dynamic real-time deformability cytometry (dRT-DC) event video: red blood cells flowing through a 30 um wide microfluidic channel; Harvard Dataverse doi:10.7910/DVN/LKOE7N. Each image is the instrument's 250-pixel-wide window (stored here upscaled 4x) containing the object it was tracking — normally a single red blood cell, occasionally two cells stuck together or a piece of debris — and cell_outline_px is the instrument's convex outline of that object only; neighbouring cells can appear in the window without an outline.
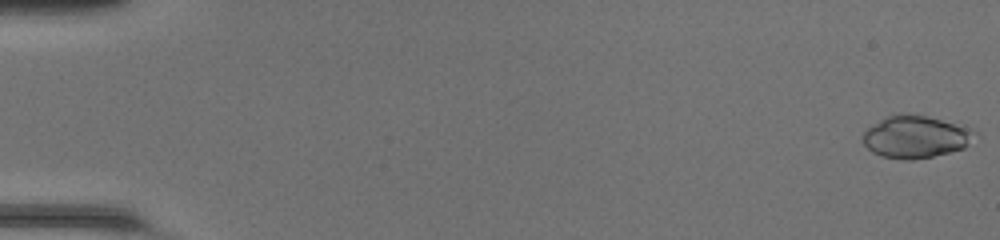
{"species": "common noctule bat (a hibernating species)", "species_latin": "Nyctalus noctula", "temperature_condition": "room temperature", "stored_images_in_passage": 28, "camera_frame_rate_fps": 3000, "um_per_image_px": 0.085, "animal": {"sex": "female", "body_mass_g": 20.0, "forearm_length_mm": 54.0}, "frame": {"image": 1, "passage_image": 1, "time_ms": 0.0, "image_size_px": [1000, 240], "cell_outline_px": [[980, 136], [964, 148], [932, 156], [912, 160], [904, 160], [880, 156], [872, 152], [864, 144], [864, 132], [868, 128], [880, 120], [888, 116], [900, 112], [908, 112], [972, 128]], "centroid_in_image_um": [77.86, 11.63], "position_along_channel_um": 7.1, "area_um2": 27.69}}
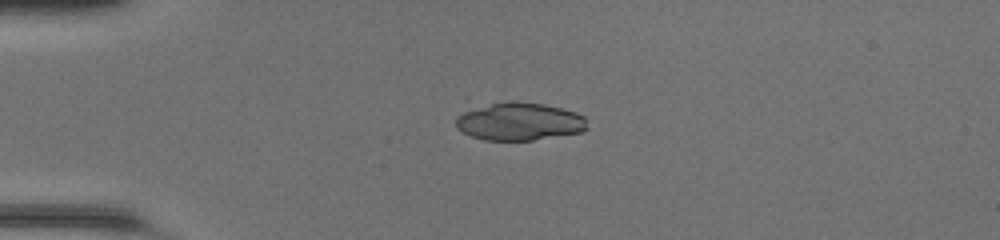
{"frame": {"image": 2, "passage_image": 13, "time_ms": 4.0, "image_size_px": [1000, 240], "cell_outline_px": [[588, 128], [584, 132], [532, 140], [484, 140], [472, 136], [456, 128], [456, 116], [472, 108], [512, 100], [544, 104], [576, 112], [584, 116]], "centroid_in_image_um": [44.17, 10.33], "position_along_channel_um": 40.8, "area_um2": 28.96}}
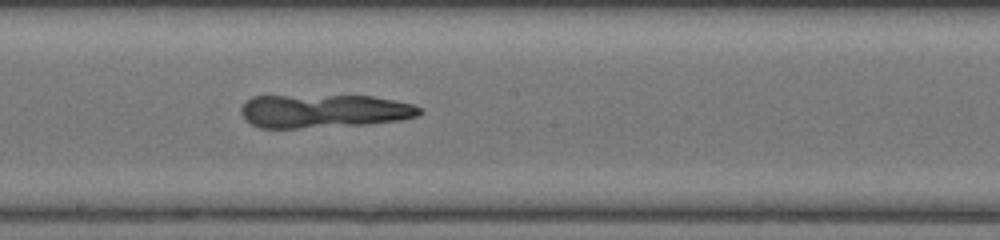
{"frame": {"image": 3, "passage_image": 28, "time_ms": 9.0, "image_size_px": [1000, 240], "cell_outline_px": [[424, 112], [416, 116], [400, 120], [368, 124], [300, 128], [260, 128], [244, 120], [240, 112], [240, 108], [252, 96], [372, 96], [412, 104], [424, 108]], "centroid_in_image_um": [27.53, 9.45], "position_along_channel_um": 220.7, "area_um2": 34.85}}